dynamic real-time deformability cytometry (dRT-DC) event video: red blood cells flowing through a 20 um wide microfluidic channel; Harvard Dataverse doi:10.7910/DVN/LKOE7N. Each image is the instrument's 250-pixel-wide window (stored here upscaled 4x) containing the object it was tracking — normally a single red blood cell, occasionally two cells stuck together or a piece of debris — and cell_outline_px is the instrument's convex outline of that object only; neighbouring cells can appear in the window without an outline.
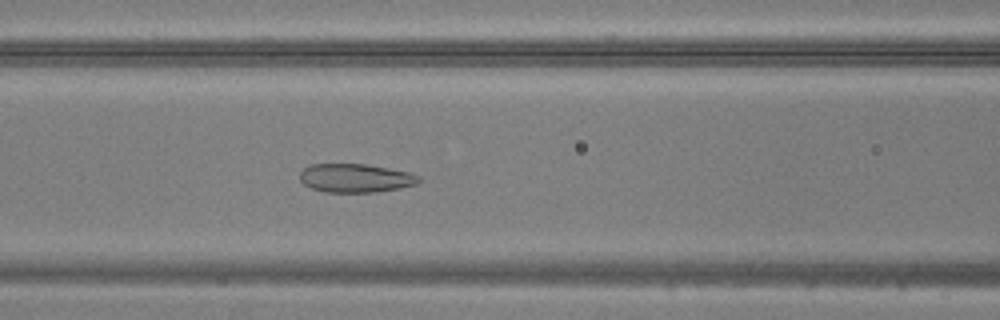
{"species": "common noctule bat (a hibernating species)", "species_latin": "Nyctalus noctula", "temperature_condition": "warm", "stored_images_in_passage": 33, "camera_frame_rate_fps": 3000, "um_per_image_px": 0.085, "animal": {"sex": "male", "body_mass_g": 20.5, "forearm_length_mm": 52.5}, "frame": {"image": 1, "passage_image": 21, "time_ms": 6.667, "image_size_px": [1000, 320], "cell_outline_px": [[420, 180], [416, 184], [400, 188], [376, 192], [324, 192], [312, 188], [304, 184], [300, 180], [300, 172], [304, 168], [312, 164], [364, 164], [388, 168], [408, 172], [420, 176]], "centroid_in_image_um": [30.21, 15.14], "position_along_channel_um": 136.4, "area_um2": 19.77}}
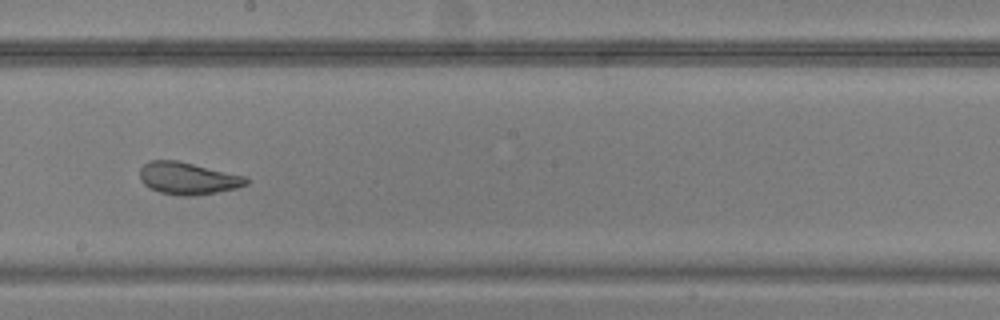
{"frame": {"image": 2, "passage_image": 28, "time_ms": 9.0, "image_size_px": [1000, 320], "cell_outline_px": [[248, 184], [236, 188], [216, 192], [192, 196], [180, 196], [160, 192], [148, 188], [140, 180], [140, 168], [144, 164], [152, 160], [176, 160], [248, 176]], "centroid_in_image_um": [15.97, 15.16], "position_along_channel_um": 232.2, "area_um2": 20.06}}
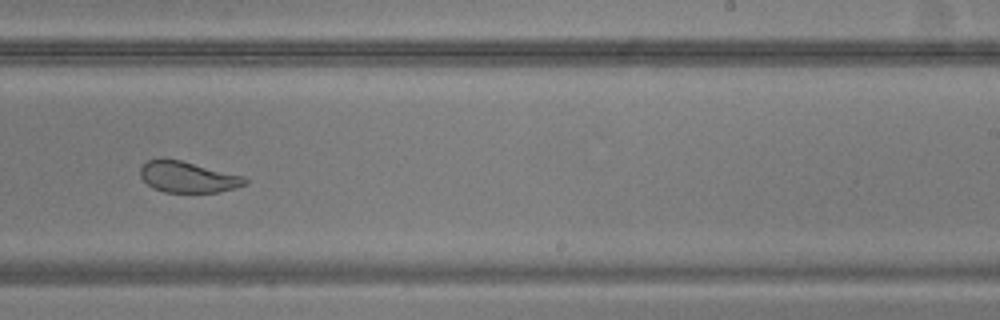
{"frame": {"image": 3, "passage_image": 31, "time_ms": 10.0, "image_size_px": [1000, 320], "cell_outline_px": [[248, 184], [236, 188], [220, 192], [164, 192], [152, 188], [140, 176], [140, 168], [148, 160], [160, 156], [180, 160], [244, 176], [248, 180]], "centroid_in_image_um": [15.96, 15.03], "position_along_channel_um": 273.0, "area_um2": 19.19}}